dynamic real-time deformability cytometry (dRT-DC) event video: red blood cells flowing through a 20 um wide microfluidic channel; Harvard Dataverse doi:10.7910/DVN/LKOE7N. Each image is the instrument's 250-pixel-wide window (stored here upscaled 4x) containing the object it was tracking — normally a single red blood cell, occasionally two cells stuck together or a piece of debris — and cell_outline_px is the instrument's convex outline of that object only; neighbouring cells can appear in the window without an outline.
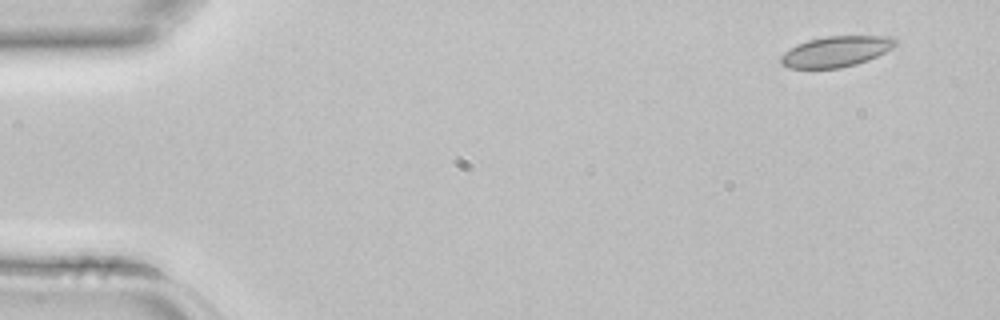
{"species": "common noctule bat (a hibernating species)", "species_latin": "Nyctalus noctula", "temperature_condition": "room temperature", "stored_images_in_passage": 4, "segment_of_instrument_passage": [1, 2], "camera_frame_rate_fps": 3000, "um_per_image_px": 0.085, "animal": {"sex": "female", "body_mass_g": 22.7, "forearm_length_mm": 54.2}, "frame": {"image": 1, "passage_image": 1, "time_ms": 0.0, "image_size_px": [1000, 320], "cell_outline_px": [[896, 44], [892, 48], [868, 60], [856, 64], [840, 68], [788, 68], [780, 64], [780, 56], [784, 52], [808, 40], [828, 36], [892, 36], [896, 40]], "centroid_in_image_um": [71.06, 4.38], "position_along_channel_um": 13.9, "area_um2": 20.29}}
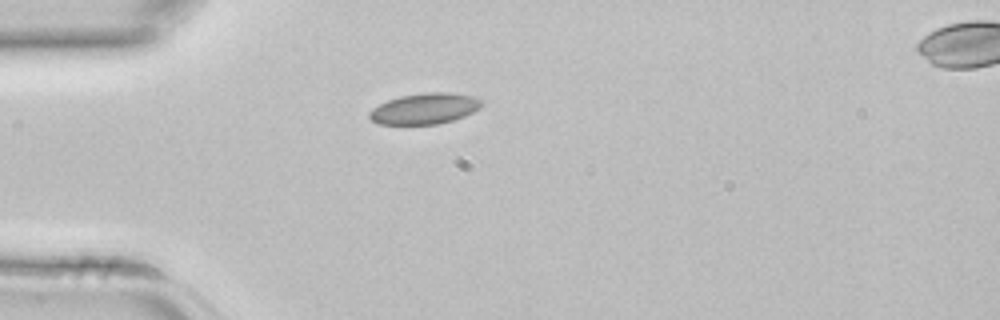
{"frame": {"image": 2, "passage_image": 3, "time_ms": 0.667, "image_size_px": [1000, 320], "cell_outline_px": [[484, 104], [480, 108], [464, 116], [452, 120], [436, 124], [380, 124], [372, 120], [368, 116], [368, 112], [372, 108], [388, 100], [400, 96], [424, 92], [448, 92], [472, 96], [480, 100]], "centroid_in_image_um": [36.08, 9.22], "position_along_channel_um": 48.9, "area_um2": 20.11}}